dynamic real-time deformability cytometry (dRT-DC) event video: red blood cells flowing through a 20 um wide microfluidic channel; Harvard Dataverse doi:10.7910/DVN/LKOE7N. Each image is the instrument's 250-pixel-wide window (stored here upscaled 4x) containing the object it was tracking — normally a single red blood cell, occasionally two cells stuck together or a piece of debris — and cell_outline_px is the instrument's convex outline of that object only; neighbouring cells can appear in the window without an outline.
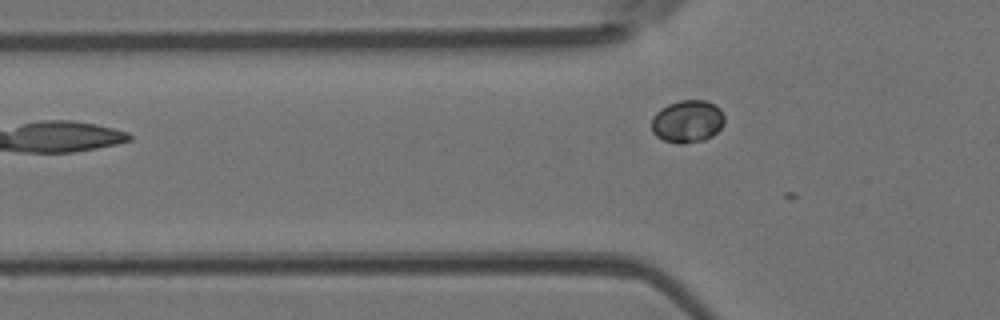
{"species": "Egyptian fruit bat (a non-hibernating species)", "species_latin": "Rousettus aegyptiacus", "temperature_condition": "room temperature", "stored_images_in_passage": 5, "camera_frame_rate_fps": 3000, "um_per_image_px": 0.085, "animal": {"sex": "female"}, "frame": {"image": 1, "passage_image": 5, "time_ms": 1.333, "image_size_px": [1000, 320], "cell_outline_px": [[724, 124], [712, 136], [704, 140], [684, 144], [676, 144], [664, 140], [656, 136], [652, 132], [652, 116], [660, 108], [668, 104], [680, 100], [704, 100], [720, 108], [724, 116]], "centroid_in_image_um": [58.41, 10.32], "position_along_channel_um": 67.4, "area_um2": 18.21}}